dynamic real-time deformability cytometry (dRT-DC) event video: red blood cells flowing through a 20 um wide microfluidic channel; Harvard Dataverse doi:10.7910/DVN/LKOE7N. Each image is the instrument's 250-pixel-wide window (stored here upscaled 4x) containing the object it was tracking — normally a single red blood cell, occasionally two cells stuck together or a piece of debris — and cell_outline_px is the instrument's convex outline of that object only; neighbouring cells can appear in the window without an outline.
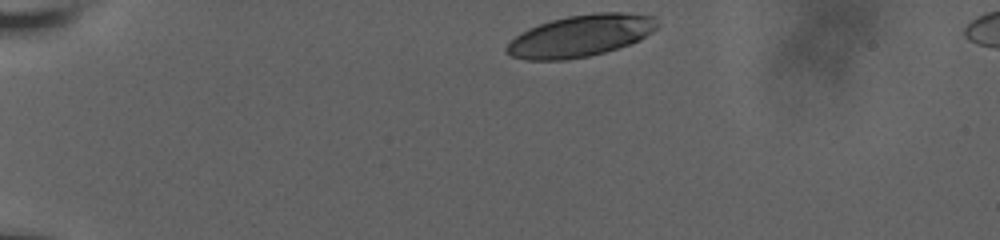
{"species": "human", "species_latin": "Homo sapiens", "temperature_condition": "room temperature", "stored_images_in_passage": 38, "camera_frame_rate_fps": 3000, "um_per_image_px": 0.085, "donor": {"sex": "male"}, "frame": {"image": 1, "passage_image": 1, "time_ms": 0.0, "image_size_px": [1000, 240], "cell_outline_px": [[656, 28], [652, 32], [640, 40], [604, 52], [588, 56], [564, 60], [524, 60], [512, 56], [504, 52], [504, 48], [520, 32], [528, 28], [552, 20], [568, 16], [596, 12], [620, 12], [656, 16]], "centroid_in_image_um": [49.32, 3.04], "position_along_channel_um": 35.7, "area_um2": 36.59}}
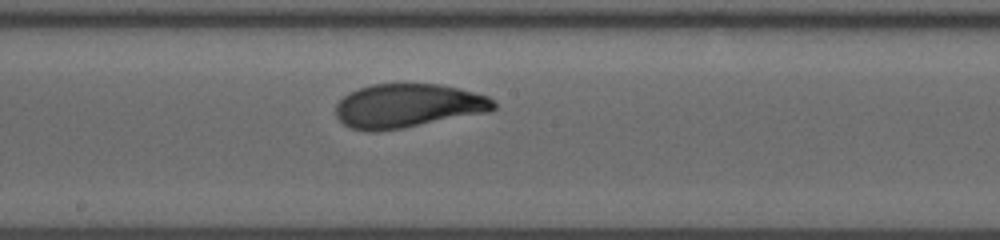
{"frame": {"image": 2, "passage_image": 22, "time_ms": 7.0, "image_size_px": [1000, 240], "cell_outline_px": [[496, 108], [492, 112], [404, 128], [376, 132], [368, 132], [352, 128], [344, 124], [336, 116], [336, 104], [348, 92], [372, 84], [440, 84], [460, 88], [488, 96], [496, 104]], "centroid_in_image_um": [34.7, 9.0], "position_along_channel_um": 213.5, "area_um2": 40.81}}
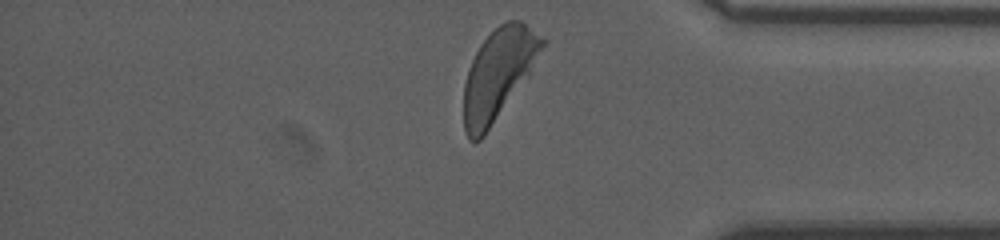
{"frame": {"image": 3, "passage_image": 38, "time_ms": 12.333, "image_size_px": [1000, 240], "cell_outline_px": [[548, 40], [528, 76], [484, 136], [480, 140], [468, 140], [464, 132], [464, 84], [468, 68], [480, 44], [500, 24], [508, 20], [520, 20], [544, 36]], "centroid_in_image_um": [42.37, 6.28], "position_along_channel_um": 392.8, "area_um2": 41.21}, "authors_computed_cell_mechanics": {"area_um2": 40.5467, "velocity_mm_per_s": 3.6218, "shape_relaxation_time_tau1_ms": 4.3771, "shape_relaxation_time_tau2_ms": 0.9411, "deformation_change_tau1": 0.1923, "deformation_change_tau2": 0.0585}}